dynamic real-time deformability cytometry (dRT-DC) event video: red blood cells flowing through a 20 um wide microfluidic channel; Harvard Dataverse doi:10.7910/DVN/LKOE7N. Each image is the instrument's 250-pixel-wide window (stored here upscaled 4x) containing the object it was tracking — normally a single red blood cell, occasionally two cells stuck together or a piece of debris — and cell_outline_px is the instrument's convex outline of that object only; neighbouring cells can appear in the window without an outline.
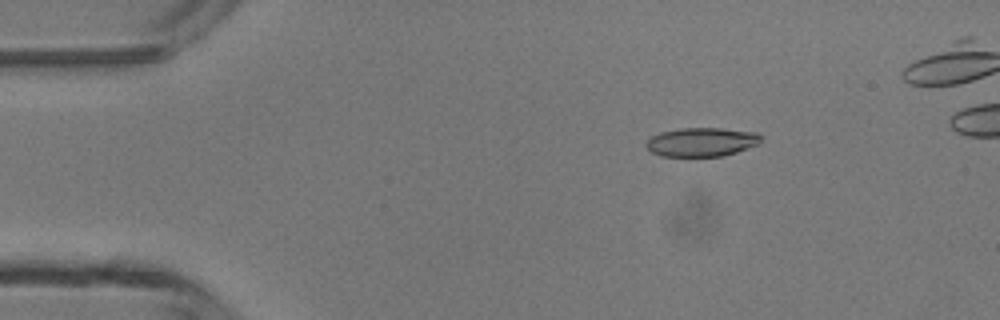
{"species": "common noctule bat (a hibernating species)", "species_latin": "Nyctalus noctula", "temperature_condition": "room temperature", "stored_images_in_passage": 5, "camera_frame_rate_fps": 3000, "um_per_image_px": 0.085, "animal": {"sex": "male", "body_mass_g": 13.3}, "frame": {"image": 1, "passage_image": 2, "time_ms": 2.0, "image_size_px": [1000, 320], "cell_outline_px": [[764, 136], [760, 144], [736, 152], [720, 156], [660, 156], [652, 152], [644, 144], [652, 136], [660, 132], [680, 128], [720, 128], [760, 132]], "centroid_in_image_um": [59.7, 12.06], "position_along_channel_um": 25.3, "area_um2": 19.54}}
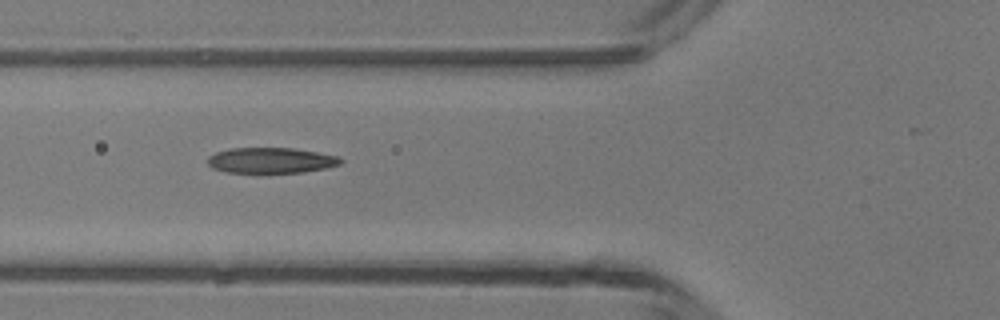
{"frame": {"image": 2, "passage_image": 5, "time_ms": 5.333, "image_size_px": [1000, 320], "cell_outline_px": [[344, 160], [340, 164], [324, 168], [304, 172], [228, 172], [212, 168], [208, 164], [208, 156], [216, 152], [232, 148], [292, 148], [340, 156]], "centroid_in_image_um": [23.04, 13.62], "position_along_channel_um": 102.8, "area_um2": 19.65}}